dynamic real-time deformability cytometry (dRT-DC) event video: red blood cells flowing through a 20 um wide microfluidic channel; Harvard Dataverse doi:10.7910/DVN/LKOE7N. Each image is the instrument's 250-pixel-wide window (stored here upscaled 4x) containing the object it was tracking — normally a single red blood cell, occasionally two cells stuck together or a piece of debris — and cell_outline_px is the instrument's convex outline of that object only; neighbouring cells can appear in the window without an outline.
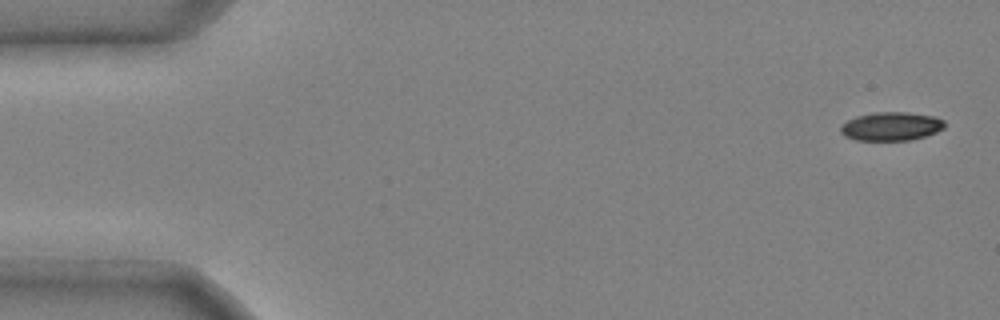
{"species": "common noctule bat (a hibernating species)", "species_latin": "Nyctalus noctula", "temperature_condition": "cold", "stored_images_in_passage": 45, "camera_frame_rate_fps": 3000, "um_per_image_px": 0.085, "animal": {"sex": "male", "body_mass_g": 20.4}, "frame": {"image": 1, "passage_image": 1, "time_ms": 0.0, "image_size_px": [1000, 320], "cell_outline_px": [[944, 128], [936, 132], [924, 136], [908, 140], [856, 140], [844, 136], [840, 132], [840, 128], [848, 120], [856, 116], [876, 112], [908, 112], [936, 116], [944, 120]], "centroid_in_image_um": [75.76, 10.73], "position_along_channel_um": 9.2, "area_um2": 17.28}}
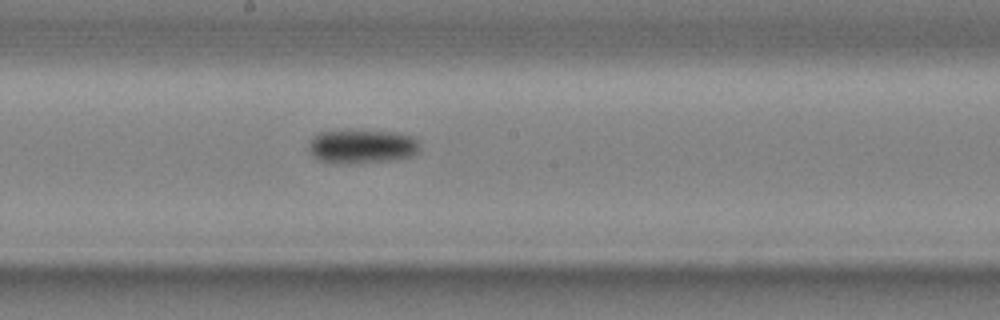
{"frame": {"image": 2, "passage_image": 26, "time_ms": 8.333, "image_size_px": [1000, 320], "cell_outline_px": [[420, 148], [412, 156], [392, 160], [336, 164], [320, 160], [312, 156], [308, 152], [308, 144], [312, 136], [320, 132], [348, 128], [356, 128], [400, 132], [416, 136], [420, 144]], "centroid_in_image_um": [30.75, 12.39], "position_along_channel_um": 217.4, "area_um2": 23.12}}
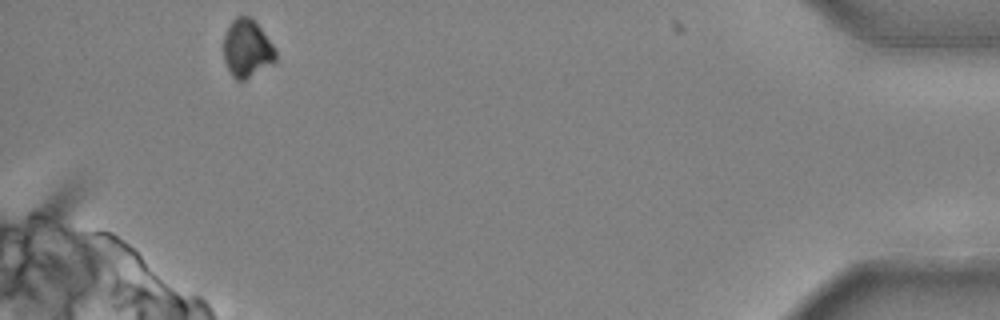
{"frame": {"image": 3, "passage_image": 45, "time_ms": 14.667, "image_size_px": [1000, 320], "cell_outline_px": [[276, 60], [244, 80], [236, 80], [232, 76], [224, 60], [224, 32], [232, 20], [236, 16], [252, 16], [272, 44], [276, 52]], "centroid_in_image_um": [20.97, 4.08], "position_along_channel_um": 414.2, "area_um2": 17.4}}